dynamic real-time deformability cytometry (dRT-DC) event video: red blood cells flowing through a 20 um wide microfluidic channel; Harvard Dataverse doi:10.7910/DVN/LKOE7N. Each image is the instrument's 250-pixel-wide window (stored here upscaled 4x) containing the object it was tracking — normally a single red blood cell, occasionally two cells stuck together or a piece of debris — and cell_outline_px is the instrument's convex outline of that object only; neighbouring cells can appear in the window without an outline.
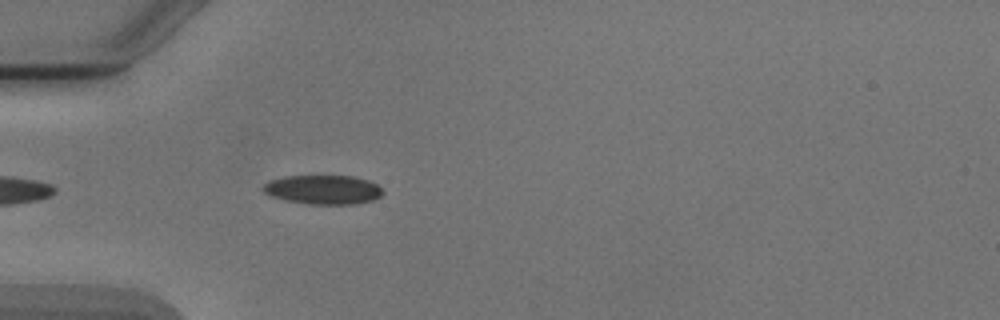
{"species": "Egyptian fruit bat (a non-hibernating species)", "species_latin": "Rousettus aegyptiacus", "temperature_condition": "cold", "stored_images_in_passage": 3, "camera_frame_rate_fps": 3000, "um_per_image_px": 0.085, "animal": {"sex": "male"}, "frame": {"image": 1, "passage_image": 3, "time_ms": 3.333, "image_size_px": [1000, 320], "cell_outline_px": [[384, 192], [380, 196], [372, 200], [356, 204], [308, 204], [284, 200], [272, 196], [264, 192], [260, 188], [268, 180], [284, 176], [352, 176], [368, 180], [376, 184]], "centroid_in_image_um": [27.43, 16.12], "position_along_channel_um": 57.6, "area_um2": 20.4}}